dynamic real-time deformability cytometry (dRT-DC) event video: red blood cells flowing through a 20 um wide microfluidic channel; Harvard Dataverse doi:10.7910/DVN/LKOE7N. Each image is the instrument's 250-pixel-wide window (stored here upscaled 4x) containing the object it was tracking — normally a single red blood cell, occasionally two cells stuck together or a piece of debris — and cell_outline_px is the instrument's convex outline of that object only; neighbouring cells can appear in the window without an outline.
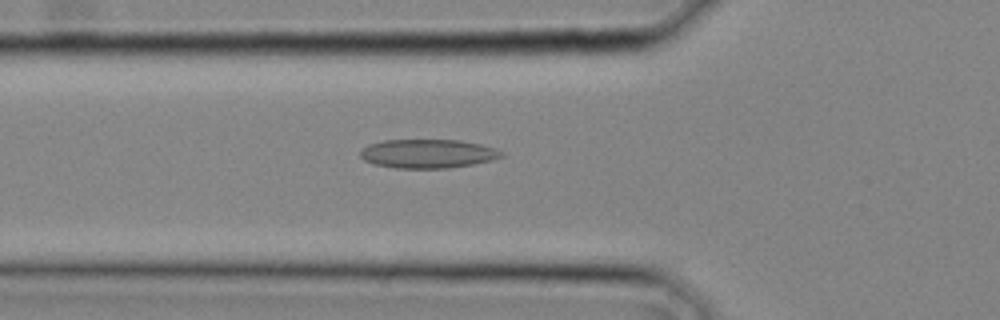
{"species": "common noctule bat (a hibernating species)", "species_latin": "Nyctalus noctula", "temperature_condition": "cold", "stored_images_in_passage": 27, "camera_frame_rate_fps": 3000, "um_per_image_px": 0.085, "animal": {"sex": "male", "body_mass_g": 20.4}, "frame": {"image": 1, "passage_image": 10, "time_ms": 3.0, "image_size_px": [1000, 320], "cell_outline_px": [[504, 156], [492, 160], [472, 164], [448, 168], [396, 168], [376, 164], [364, 160], [360, 156], [360, 152], [368, 144], [384, 140], [460, 140], [480, 144], [504, 152]], "centroid_in_image_um": [36.37, 13.06], "position_along_channel_um": 89.4, "area_um2": 23.58}}
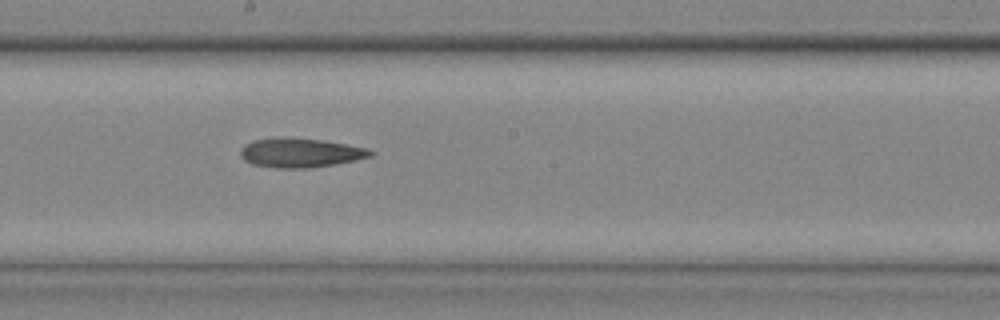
{"frame": {"image": 2, "passage_image": 16, "time_ms": 5.0, "image_size_px": [1000, 320], "cell_outline_px": [[376, 152], [372, 156], [332, 164], [308, 168], [276, 168], [252, 164], [244, 160], [240, 156], [240, 148], [244, 144], [252, 140], [272, 136], [284, 136], [320, 140], [368, 148]], "centroid_in_image_um": [25.44, 12.96], "position_along_channel_um": 222.8, "area_um2": 22.37}}
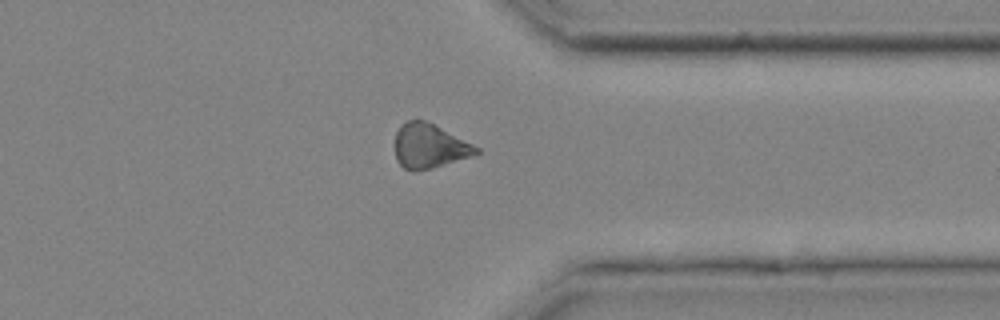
{"frame": {"image": 3, "passage_image": 23, "time_ms": 7.333, "image_size_px": [1000, 320], "cell_outline_px": [[480, 152], [472, 156], [432, 168], [416, 172], [412, 172], [404, 168], [396, 160], [396, 132], [400, 124], [416, 116], [480, 148]], "centroid_in_image_um": [36.46, 12.41], "position_along_channel_um": 374.9, "area_um2": 21.04}}